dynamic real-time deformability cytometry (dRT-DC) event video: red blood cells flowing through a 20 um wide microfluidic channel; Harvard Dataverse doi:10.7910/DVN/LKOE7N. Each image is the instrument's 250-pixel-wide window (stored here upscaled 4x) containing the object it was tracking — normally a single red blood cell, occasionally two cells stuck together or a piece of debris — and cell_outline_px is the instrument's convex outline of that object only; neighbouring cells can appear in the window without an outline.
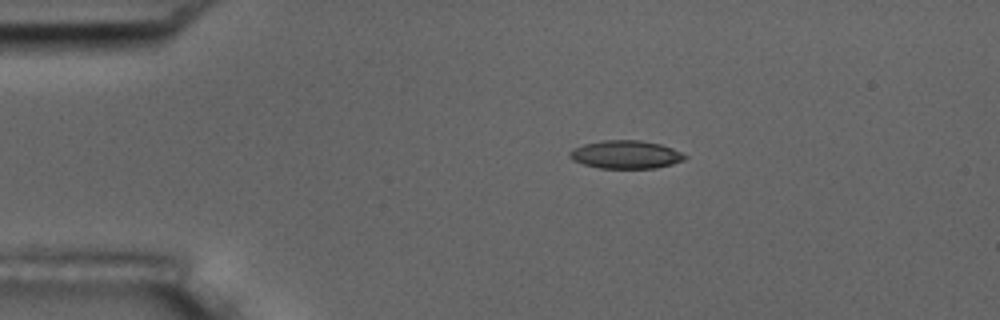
{"species": "common noctule bat (a hibernating species)", "species_latin": "Nyctalus noctula", "temperature_condition": "room temperature", "stored_images_in_passage": 6, "camera_frame_rate_fps": 3000, "um_per_image_px": 0.085, "animal": {"sex": "male", "body_mass_g": 17.5, "forearm_length_mm": 52.3}, "frame": {"image": 1, "passage_image": 1, "time_ms": 0.0, "image_size_px": [1000, 320], "cell_outline_px": [[688, 156], [684, 160], [672, 164], [656, 168], [600, 168], [584, 164], [572, 160], [568, 156], [568, 152], [572, 148], [584, 144], [600, 140], [640, 140], [660, 144], [672, 148]], "centroid_in_image_um": [53.16, 13.13], "position_along_channel_um": 31.8, "area_um2": 18.96}}
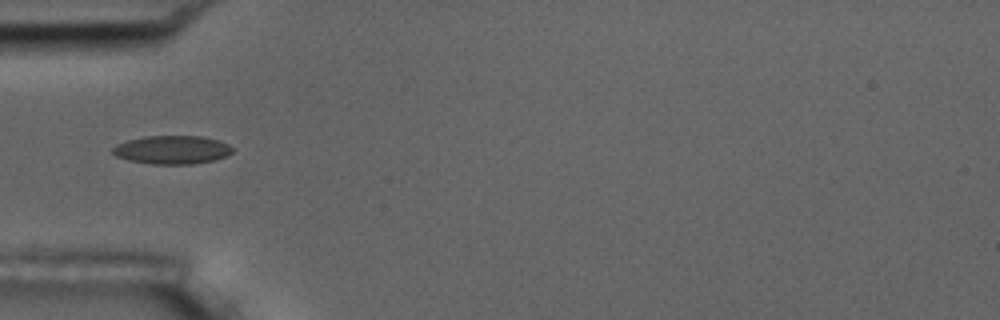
{"frame": {"image": 2, "passage_image": 3, "time_ms": 2.333, "image_size_px": [1000, 320], "cell_outline_px": [[232, 152], [216, 160], [192, 164], [152, 164], [128, 160], [116, 156], [112, 152], [112, 148], [116, 144], [128, 140], [144, 136], [204, 136], [220, 140], [228, 144], [232, 148]], "centroid_in_image_um": [14.62, 12.73], "position_along_channel_um": 70.4, "area_um2": 19.94}}
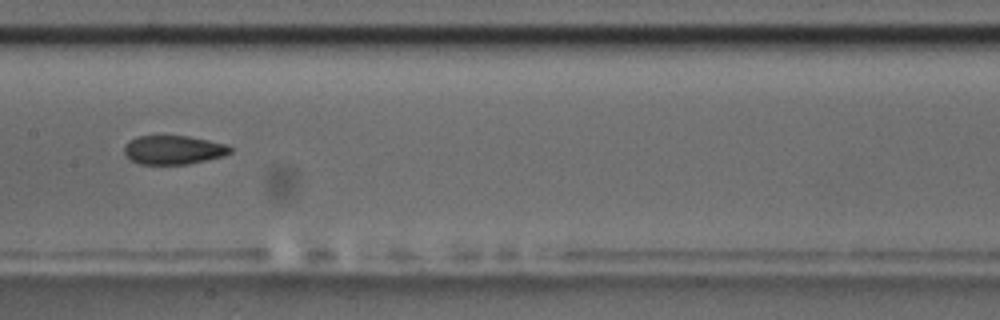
{"frame": {"image": 3, "passage_image": 6, "time_ms": 5.667, "image_size_px": [1000, 320], "cell_outline_px": [[232, 152], [224, 156], [188, 164], [140, 164], [132, 160], [124, 152], [124, 144], [128, 140], [136, 136], [188, 136], [228, 144], [232, 148]], "centroid_in_image_um": [14.76, 12.73], "position_along_channel_um": 192.6, "area_um2": 17.92}}